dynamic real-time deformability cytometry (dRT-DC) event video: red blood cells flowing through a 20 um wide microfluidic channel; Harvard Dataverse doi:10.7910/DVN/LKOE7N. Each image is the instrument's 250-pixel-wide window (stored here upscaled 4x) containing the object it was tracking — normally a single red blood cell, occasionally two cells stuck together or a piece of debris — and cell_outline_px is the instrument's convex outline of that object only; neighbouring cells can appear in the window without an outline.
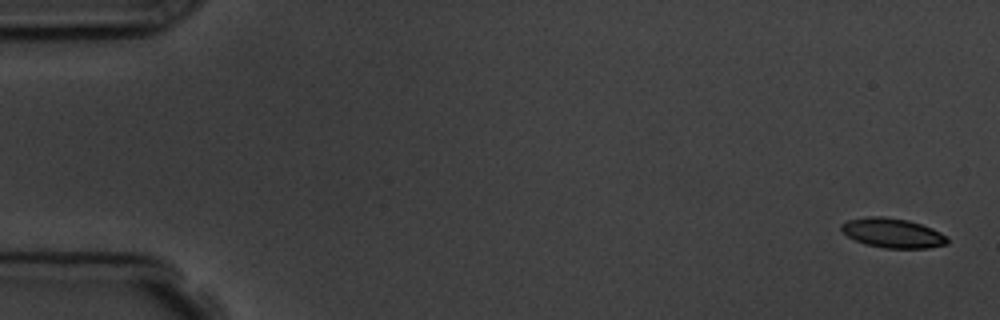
{"species": "common noctule bat (a hibernating species)", "species_latin": "Nyctalus noctula", "temperature_condition": "room temperature", "stored_images_in_passage": 6, "camera_frame_rate_fps": 3000, "um_per_image_px": 0.085, "animal": {"sex": "male", "body_mass_g": 19.5, "forearm_length_mm": 54.6}, "frame": {"image": 1, "passage_image": 1, "time_ms": 0.0, "image_size_px": [1000, 320], "cell_outline_px": [[948, 244], [928, 248], [884, 248], [864, 244], [848, 236], [840, 228], [840, 224], [848, 220], [868, 216], [884, 216], [908, 220], [932, 228], [940, 232], [948, 240]], "centroid_in_image_um": [75.86, 19.8], "position_along_channel_um": 9.1, "area_um2": 18.21}}
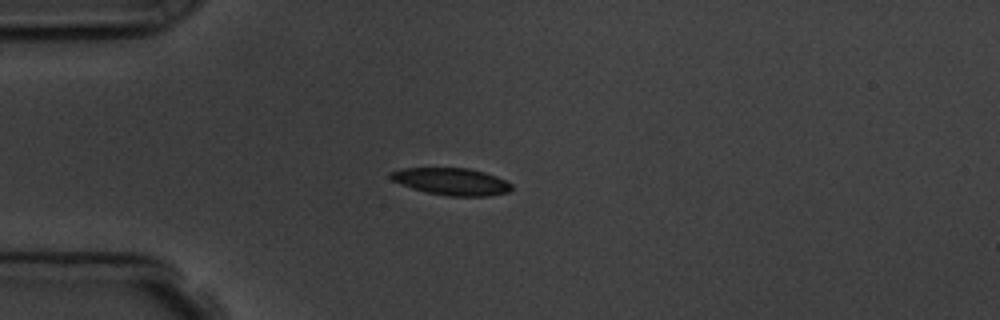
{"frame": {"image": 2, "passage_image": 4, "time_ms": 4.333, "image_size_px": [1000, 320], "cell_outline_px": [[512, 188], [508, 192], [488, 196], [448, 196], [428, 192], [412, 188], [400, 184], [392, 180], [388, 176], [388, 172], [404, 168], [468, 168], [484, 172], [496, 176], [512, 184]], "centroid_in_image_um": [38.35, 15.42], "position_along_channel_um": 46.6, "area_um2": 19.07}}
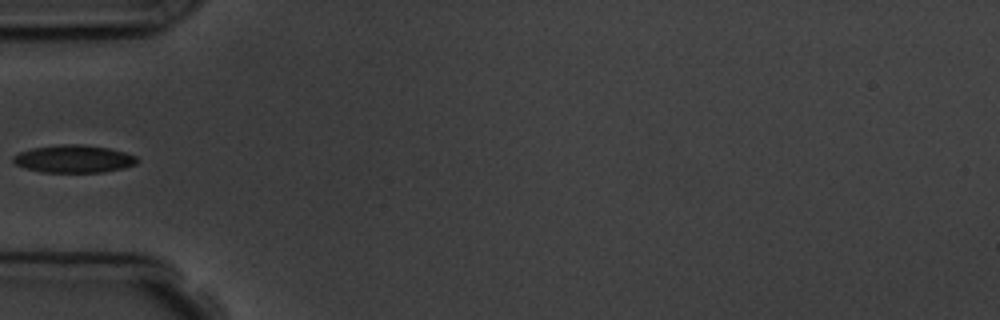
{"frame": {"image": 3, "passage_image": 5, "time_ms": 5.667, "image_size_px": [1000, 320], "cell_outline_px": [[140, 160], [136, 164], [124, 168], [104, 172], [44, 172], [24, 168], [16, 164], [12, 160], [12, 156], [20, 152], [32, 148], [64, 144], [84, 144], [108, 148], [124, 152], [136, 156]], "centroid_in_image_um": [6.29, 13.5], "position_along_channel_um": 78.7, "area_um2": 20.0}}